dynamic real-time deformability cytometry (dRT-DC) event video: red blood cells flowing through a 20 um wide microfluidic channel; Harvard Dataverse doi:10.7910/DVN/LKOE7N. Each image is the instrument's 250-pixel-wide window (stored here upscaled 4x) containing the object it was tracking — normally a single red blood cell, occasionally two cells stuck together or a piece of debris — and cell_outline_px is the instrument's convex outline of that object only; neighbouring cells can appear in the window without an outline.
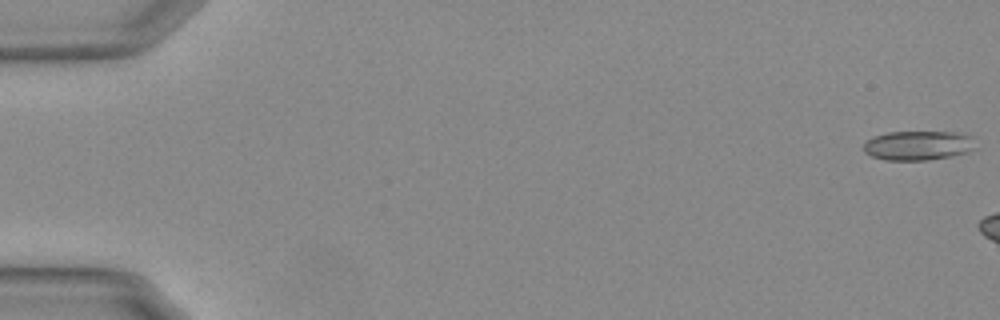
{"species": "Egyptian fruit bat (a non-hibernating species)", "species_latin": "Rousettus aegyptiacus", "temperature_condition": "warm", "stored_images_in_passage": 10, "camera_frame_rate_fps": 3000, "um_per_image_px": 0.085, "animal": {"sex": "female"}, "frame": {"image": 1, "passage_image": 1, "time_ms": 0.0, "image_size_px": [1000, 320], "cell_outline_px": [[980, 148], [968, 152], [952, 156], [928, 160], [884, 160], [872, 156], [864, 152], [864, 144], [872, 136], [888, 132], [968, 132], [976, 136]], "centroid_in_image_um": [78.2, 12.35], "position_along_channel_um": 6.8, "area_um2": 19.94}}